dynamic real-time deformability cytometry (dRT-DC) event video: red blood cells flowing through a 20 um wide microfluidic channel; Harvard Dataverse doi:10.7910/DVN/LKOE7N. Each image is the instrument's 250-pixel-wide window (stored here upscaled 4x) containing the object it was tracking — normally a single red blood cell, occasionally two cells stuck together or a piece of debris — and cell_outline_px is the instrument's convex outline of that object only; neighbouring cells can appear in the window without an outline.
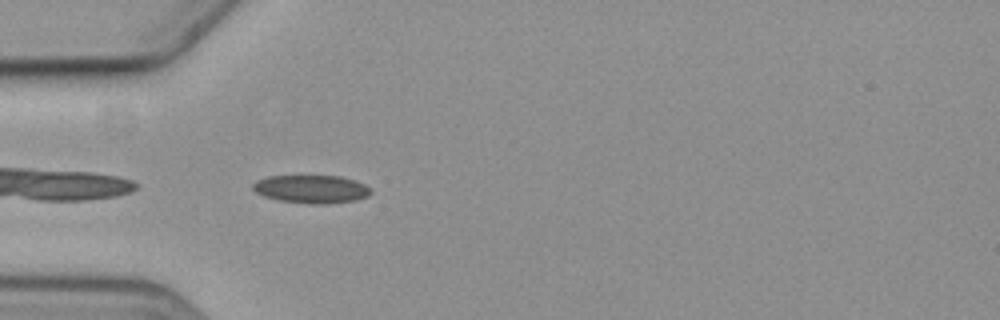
{"species": "common noctule bat (a hibernating species)", "species_latin": "Nyctalus noctula", "temperature_condition": "cold", "stored_images_in_passage": 9, "camera_frame_rate_fps": 3000, "um_per_image_px": 0.085, "animal": {"sex": "female", "body_mass_g": 19.3, "forearm_length_mm": 54.1}, "frame": {"image": 1, "passage_image": 2, "time_ms": 0.333, "image_size_px": [1000, 320], "cell_outline_px": [[372, 192], [368, 196], [356, 200], [324, 204], [308, 204], [280, 200], [264, 196], [256, 192], [252, 188], [252, 184], [256, 180], [268, 176], [340, 176], [356, 180], [364, 184]], "centroid_in_image_um": [26.46, 16.07], "position_along_channel_um": 58.5, "area_um2": 19.31}}
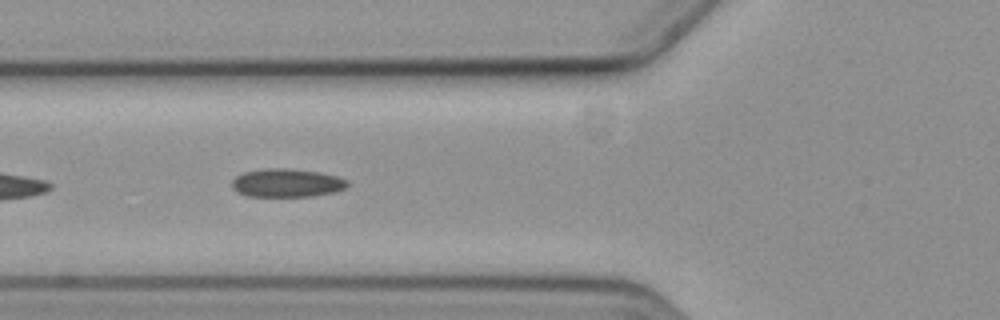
{"frame": {"image": 2, "passage_image": 6, "time_ms": 1.667, "image_size_px": [1000, 320], "cell_outline_px": [[348, 184], [344, 188], [336, 192], [312, 196], [248, 196], [236, 192], [232, 188], [232, 180], [236, 176], [244, 172], [264, 168], [284, 168], [320, 172], [336, 176], [348, 180]], "centroid_in_image_um": [24.36, 15.55], "position_along_channel_um": 101.4, "area_um2": 19.13}}